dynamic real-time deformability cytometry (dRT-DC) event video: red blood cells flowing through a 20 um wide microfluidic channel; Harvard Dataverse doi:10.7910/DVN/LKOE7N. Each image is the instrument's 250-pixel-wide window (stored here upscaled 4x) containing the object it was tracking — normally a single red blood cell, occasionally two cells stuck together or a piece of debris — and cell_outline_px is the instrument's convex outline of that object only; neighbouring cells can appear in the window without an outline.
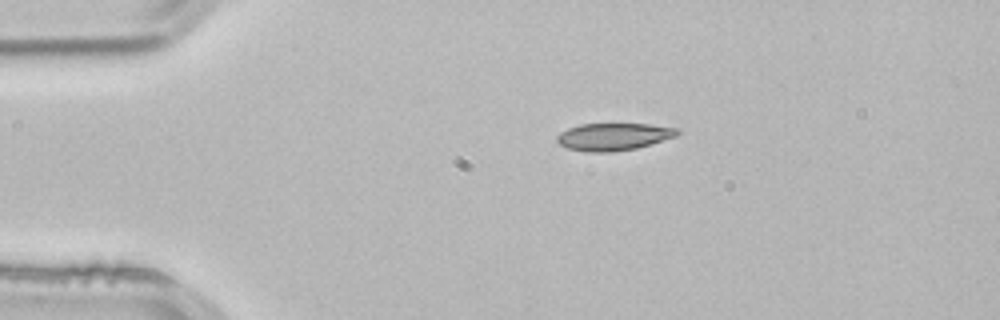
{"species": "common noctule bat (a hibernating species)", "species_latin": "Nyctalus noctula", "temperature_condition": "room temperature", "stored_images_in_passage": 3, "camera_frame_rate_fps": 3000, "um_per_image_px": 0.085, "animal": {"sex": "male", "body_mass_g": 21.5, "forearm_length_mm": 52.0}, "frame": {"image": 1, "passage_image": 1, "time_ms": 0.0, "image_size_px": [1000, 320], "cell_outline_px": [[680, 132], [676, 136], [636, 148], [612, 152], [588, 152], [568, 148], [560, 144], [556, 140], [556, 136], [560, 132], [568, 128], [580, 124], [648, 124], [680, 128]], "centroid_in_image_um": [52.14, 11.61], "position_along_channel_um": 32.9, "area_um2": 19.13}}